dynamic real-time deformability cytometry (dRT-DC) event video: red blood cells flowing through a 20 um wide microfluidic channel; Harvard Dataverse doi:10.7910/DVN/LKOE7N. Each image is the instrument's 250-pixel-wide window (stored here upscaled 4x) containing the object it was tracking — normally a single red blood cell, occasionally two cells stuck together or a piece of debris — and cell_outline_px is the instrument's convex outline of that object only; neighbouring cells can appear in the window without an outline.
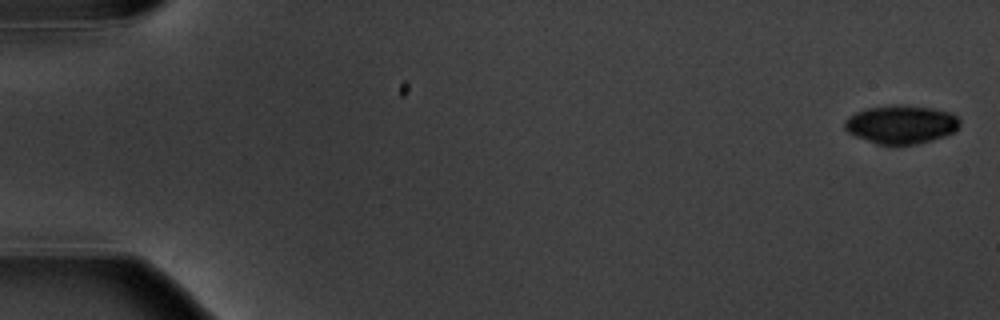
{"species": "common noctule bat (a hibernating species)", "species_latin": "Nyctalus noctula", "temperature_condition": "warm", "stored_images_in_passage": 7, "camera_frame_rate_fps": 3000, "um_per_image_px": 0.085, "animal": {"sex": "male", "body_mass_g": 20.1, "forearm_length_mm": 53.5}, "frame": {"image": 1, "passage_image": 1, "time_ms": 0.0, "image_size_px": [1000, 320], "cell_outline_px": [[960, 124], [956, 132], [932, 140], [916, 144], [876, 144], [856, 136], [848, 132], [844, 128], [844, 120], [848, 116], [856, 112], [868, 108], [892, 104], [900, 104], [932, 108], [948, 112], [956, 116], [960, 120]], "centroid_in_image_um": [76.59, 10.57], "position_along_channel_um": 8.4, "area_um2": 25.89}}
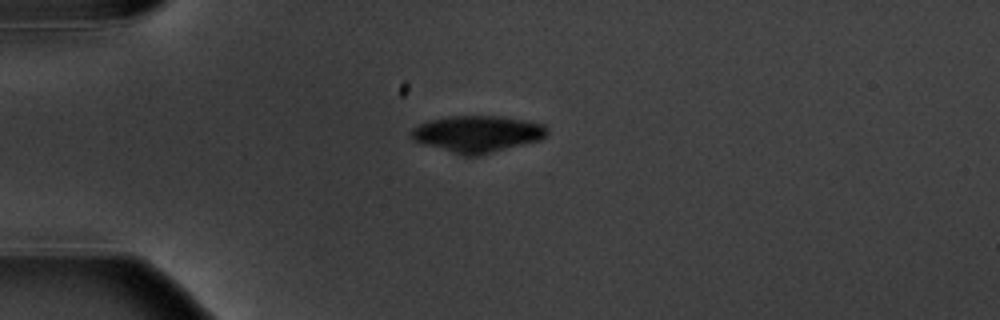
{"frame": {"image": 2, "passage_image": 5, "time_ms": 4.667, "image_size_px": [1000, 320], "cell_outline_px": [[548, 136], [540, 140], [476, 156], [464, 156], [424, 144], [412, 140], [408, 132], [412, 128], [428, 120], [448, 116], [500, 116], [524, 120], [544, 124], [548, 128]], "centroid_in_image_um": [40.56, 11.37], "position_along_channel_um": 44.4, "area_um2": 29.07}}